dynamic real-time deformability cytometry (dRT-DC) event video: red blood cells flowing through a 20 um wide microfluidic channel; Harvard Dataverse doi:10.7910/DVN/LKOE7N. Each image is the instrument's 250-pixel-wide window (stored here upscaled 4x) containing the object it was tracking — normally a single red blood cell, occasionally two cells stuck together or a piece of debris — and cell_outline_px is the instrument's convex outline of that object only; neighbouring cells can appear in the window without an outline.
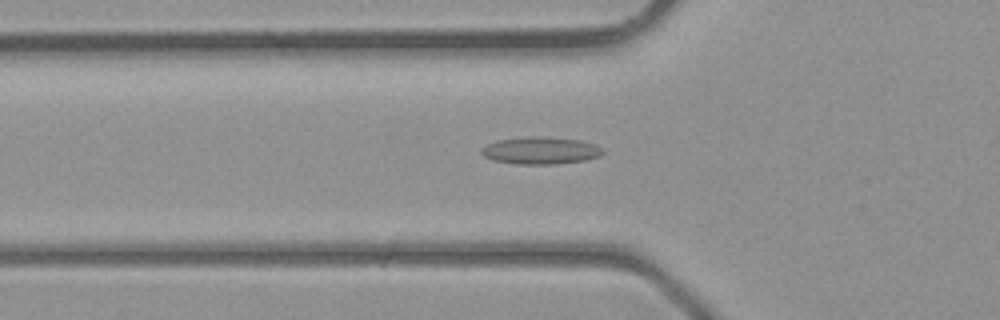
{"species": "common noctule bat (a hibernating species)", "species_latin": "Nyctalus noctula", "temperature_condition": "room temperature", "stored_images_in_passage": 36, "camera_frame_rate_fps": 3000, "um_per_image_px": 0.085, "animal": {"sex": "male", "body_mass_g": 23.1, "forearm_length_mm": 52.7}, "frame": {"image": 1, "passage_image": 10, "time_ms": 3.0, "image_size_px": [1000, 320], "cell_outline_px": [[604, 152], [600, 156], [584, 160], [552, 164], [516, 164], [492, 160], [484, 156], [480, 152], [480, 148], [496, 140], [524, 136], [540, 136], [580, 140], [596, 144], [604, 148]], "centroid_in_image_um": [45.94, 12.78], "position_along_channel_um": 79.9, "area_um2": 19.48}}
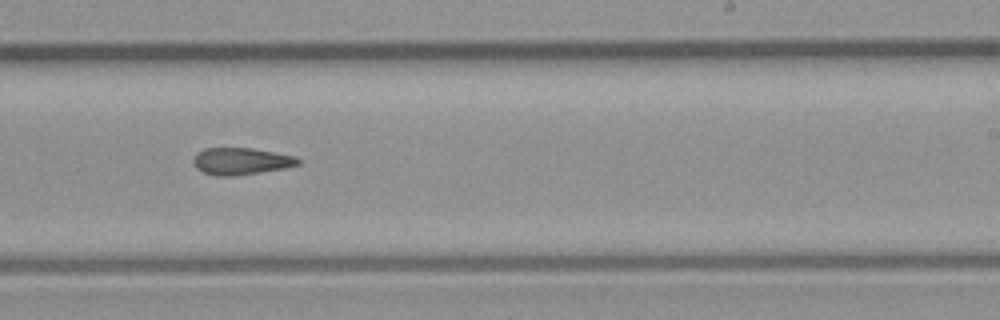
{"frame": {"image": 2, "passage_image": 21, "time_ms": 6.667, "image_size_px": [1000, 320], "cell_outline_px": [[300, 164], [284, 168], [236, 176], [216, 176], [204, 172], [196, 168], [192, 164], [192, 160], [196, 152], [204, 148], [252, 148], [296, 156], [300, 160]], "centroid_in_image_um": [20.45, 13.7], "position_along_channel_um": 268.5, "area_um2": 16.59}}
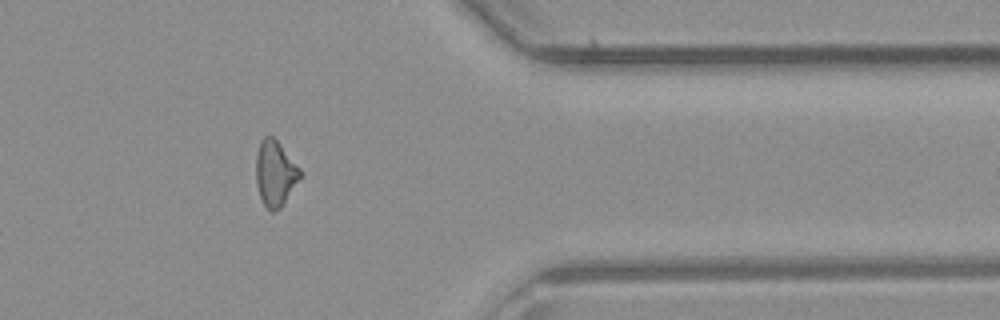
{"frame": {"image": 3, "passage_image": 29, "time_ms": 9.333, "image_size_px": [1000, 320], "cell_outline_px": [[300, 176], [280, 208], [272, 212], [264, 204], [260, 196], [256, 184], [256, 152], [264, 136], [272, 136], [280, 144], [300, 168]], "centroid_in_image_um": [23.36, 14.71], "position_along_channel_um": 388.0, "area_um2": 16.36}}